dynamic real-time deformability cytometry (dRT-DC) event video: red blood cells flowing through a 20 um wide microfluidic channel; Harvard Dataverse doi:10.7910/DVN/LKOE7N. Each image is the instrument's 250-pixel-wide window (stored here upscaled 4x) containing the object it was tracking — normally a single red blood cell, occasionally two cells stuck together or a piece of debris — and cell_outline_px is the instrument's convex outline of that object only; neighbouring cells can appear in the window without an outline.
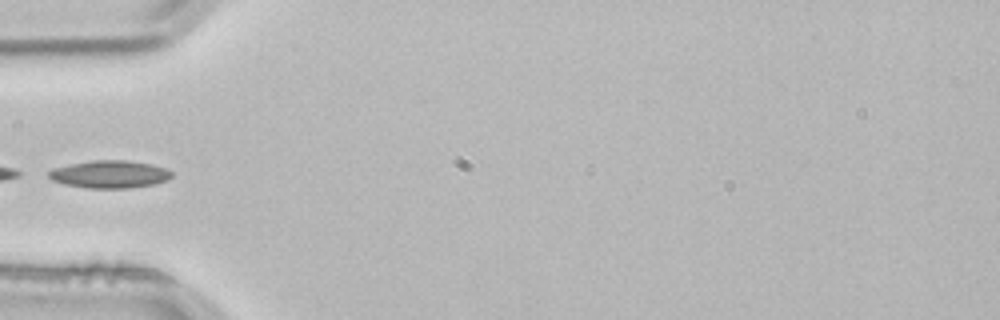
{"species": "common noctule bat (a hibernating species)", "species_latin": "Nyctalus noctula", "temperature_condition": "room temperature", "stored_images_in_passage": 4, "camera_frame_rate_fps": 3000, "um_per_image_px": 0.085, "animal": {"sex": "male", "body_mass_g": 21.5, "forearm_length_mm": 52.0}, "frame": {"image": 1, "passage_image": 4, "time_ms": 1.0, "image_size_px": [1000, 320], "cell_outline_px": [[172, 176], [168, 180], [152, 184], [128, 188], [88, 188], [64, 184], [52, 180], [48, 176], [48, 172], [52, 168], [92, 160], [128, 160], [152, 164], [164, 168], [172, 172]], "centroid_in_image_um": [9.31, 14.81], "position_along_channel_um": 75.7, "area_um2": 19.71}}